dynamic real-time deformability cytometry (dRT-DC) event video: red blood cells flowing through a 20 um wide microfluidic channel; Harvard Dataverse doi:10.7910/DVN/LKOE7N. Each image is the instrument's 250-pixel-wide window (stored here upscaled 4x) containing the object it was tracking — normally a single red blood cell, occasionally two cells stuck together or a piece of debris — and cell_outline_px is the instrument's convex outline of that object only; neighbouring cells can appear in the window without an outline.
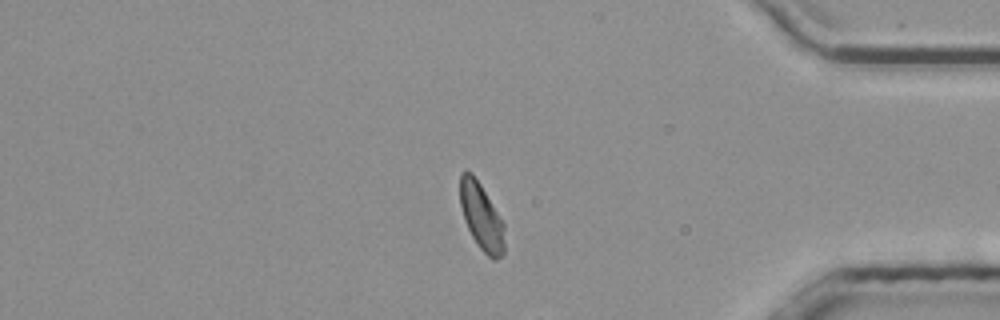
{"species": "common noctule bat (a hibernating species)", "species_latin": "Nyctalus noctula", "temperature_condition": "room temperature", "stored_images_in_passage": 56, "segment_of_instrument_passage": [2, 2], "camera_frame_rate_fps": 3000, "um_per_image_px": 0.085, "animal": {"sex": "male", "body_mass_g": 20.4}, "frame": {"image": 1, "passage_image": 47, "time_ms": 15.333, "image_size_px": [1000, 320], "cell_outline_px": [[504, 256], [496, 260], [492, 260], [476, 244], [464, 220], [460, 204], [460, 172], [472, 172], [480, 184], [504, 224]], "centroid_in_image_um": [40.92, 18.45], "position_along_channel_um": 394.3, "area_um2": 17.22}}
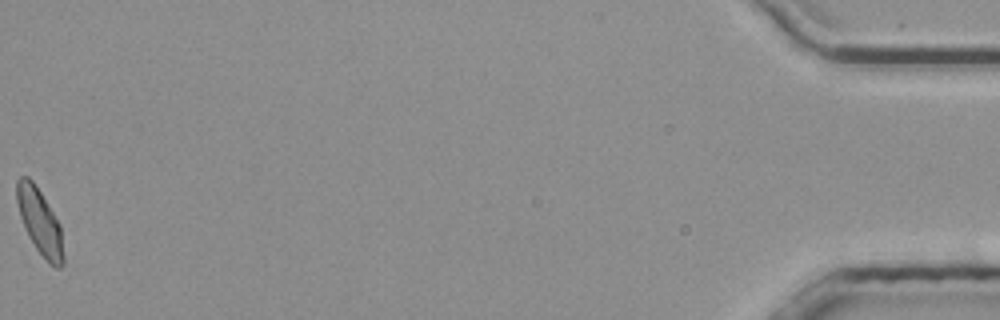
{"frame": {"image": 2, "passage_image": 56, "time_ms": 18.333, "image_size_px": [1000, 320], "cell_outline_px": [[64, 264], [60, 268], [56, 268], [36, 248], [28, 236], [24, 228], [20, 216], [16, 200], [16, 180], [20, 176], [28, 176], [32, 180], [40, 192], [60, 224], [64, 256]], "centroid_in_image_um": [3.37, 18.82], "position_along_channel_um": 431.8, "area_um2": 17.63}}